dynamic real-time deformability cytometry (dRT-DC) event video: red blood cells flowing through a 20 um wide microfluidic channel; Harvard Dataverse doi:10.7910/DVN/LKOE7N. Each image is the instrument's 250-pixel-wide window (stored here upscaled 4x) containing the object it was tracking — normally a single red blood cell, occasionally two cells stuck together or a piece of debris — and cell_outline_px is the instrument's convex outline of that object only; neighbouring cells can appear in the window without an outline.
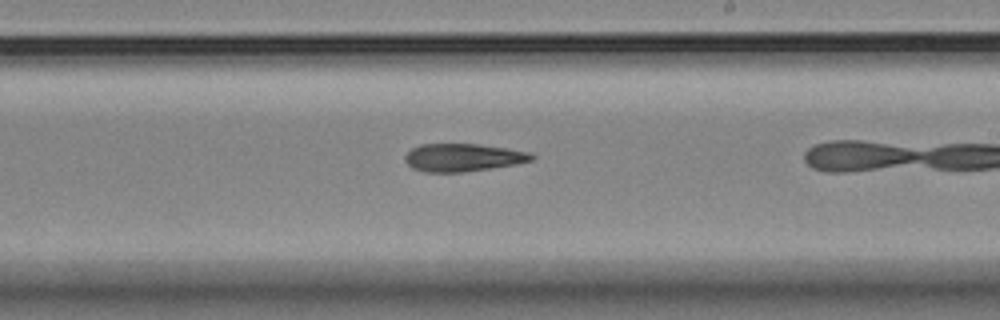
{"species": "Egyptian fruit bat (a non-hibernating species)", "species_latin": "Rousettus aegyptiacus", "temperature_condition": "room temperature", "stored_images_in_passage": 18, "camera_frame_rate_fps": 3000, "um_per_image_px": 0.085, "animal": {"sex": "female"}, "frame": {"image": 1, "passage_image": 13, "time_ms": 4.0, "image_size_px": [1000, 320], "cell_outline_px": [[536, 156], [532, 160], [516, 164], [492, 168], [464, 172], [424, 172], [412, 168], [404, 160], [404, 156], [412, 148], [420, 144], [476, 144], [532, 152]], "centroid_in_image_um": [39.35, 13.39], "position_along_channel_um": 249.7, "area_um2": 20.58}}
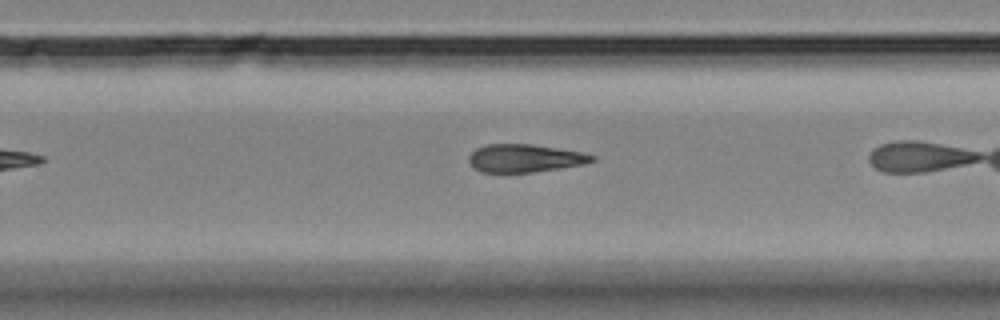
{"frame": {"image": 2, "passage_image": 16, "time_ms": 5.0, "image_size_px": [1000, 320], "cell_outline_px": [[596, 160], [584, 164], [532, 172], [480, 172], [472, 168], [468, 160], [468, 156], [476, 148], [484, 144], [532, 144], [580, 152], [596, 156]], "centroid_in_image_um": [44.55, 13.44], "position_along_channel_um": 285.2, "area_um2": 20.06}}